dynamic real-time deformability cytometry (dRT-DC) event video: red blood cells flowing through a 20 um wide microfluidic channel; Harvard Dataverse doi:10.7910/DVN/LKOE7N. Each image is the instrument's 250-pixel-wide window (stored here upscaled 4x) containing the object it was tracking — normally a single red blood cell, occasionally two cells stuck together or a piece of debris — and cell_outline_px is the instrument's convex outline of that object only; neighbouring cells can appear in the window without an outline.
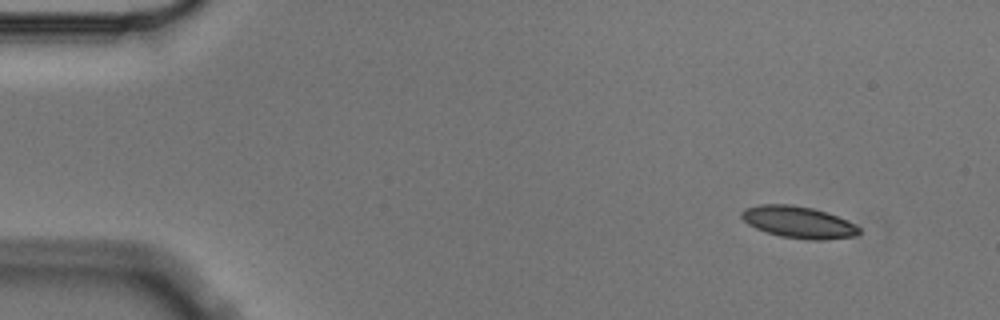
{"species": "Egyptian fruit bat (a non-hibernating species)", "species_latin": "Rousettus aegyptiacus", "temperature_condition": "cold", "stored_images_in_passage": 4, "camera_frame_rate_fps": 3000, "um_per_image_px": 0.085, "animal": {"sex": "male"}, "frame": {"image": 1, "passage_image": 1, "time_ms": 0.0, "image_size_px": [1000, 320], "cell_outline_px": [[860, 232], [856, 236], [824, 240], [808, 240], [780, 236], [756, 228], [748, 224], [740, 216], [740, 212], [744, 208], [760, 204], [792, 204], [812, 208], [828, 212], [860, 228]], "centroid_in_image_um": [67.83, 18.88], "position_along_channel_um": 17.2, "area_um2": 21.73}}
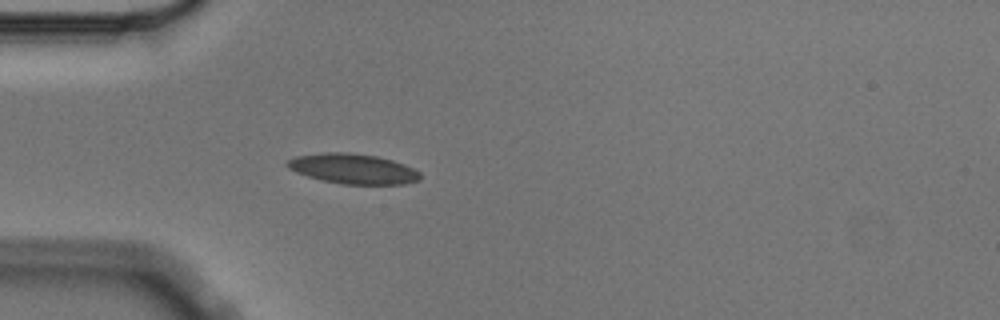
{"frame": {"image": 2, "passage_image": 4, "time_ms": 1.0, "image_size_px": [1000, 320], "cell_outline_px": [[420, 180], [404, 184], [340, 184], [308, 176], [296, 172], [288, 168], [284, 164], [288, 160], [296, 156], [324, 152], [348, 152], [376, 156], [392, 160], [404, 164], [420, 172]], "centroid_in_image_um": [30.0, 14.34], "position_along_channel_um": 55.0, "area_um2": 23.24}}